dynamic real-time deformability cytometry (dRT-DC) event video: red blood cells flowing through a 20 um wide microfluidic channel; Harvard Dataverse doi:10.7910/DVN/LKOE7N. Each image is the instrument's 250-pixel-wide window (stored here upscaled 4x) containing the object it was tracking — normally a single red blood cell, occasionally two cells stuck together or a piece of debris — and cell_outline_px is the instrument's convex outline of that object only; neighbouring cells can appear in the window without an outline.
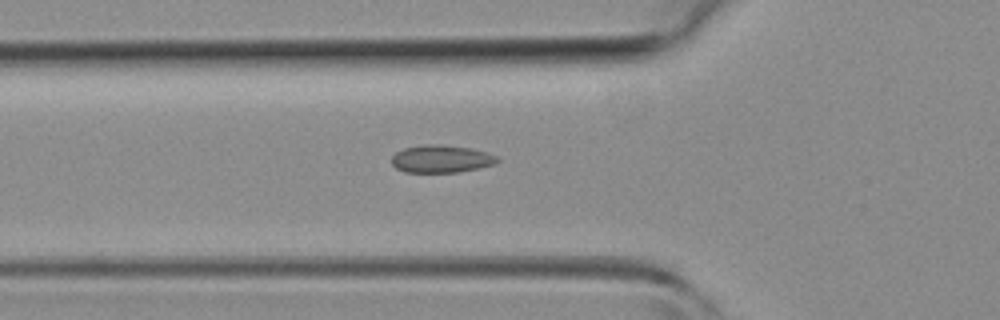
{"species": "common noctule bat (a hibernating species)", "species_latin": "Nyctalus noctula", "temperature_condition": "room temperature", "stored_images_in_passage": 42, "camera_frame_rate_fps": 3000, "um_per_image_px": 0.085, "animal": {"sex": "female", "body_mass_g": 19.3, "forearm_length_mm": 54.1}, "frame": {"image": 1, "passage_image": 15, "time_ms": 4.667, "image_size_px": [1000, 320], "cell_outline_px": [[500, 160], [496, 164], [480, 168], [456, 172], [404, 172], [396, 168], [392, 164], [392, 156], [396, 152], [404, 148], [424, 144], [444, 144], [472, 148], [488, 152], [496, 156]], "centroid_in_image_um": [37.53, 13.49], "position_along_channel_um": 88.3, "area_um2": 17.22}}
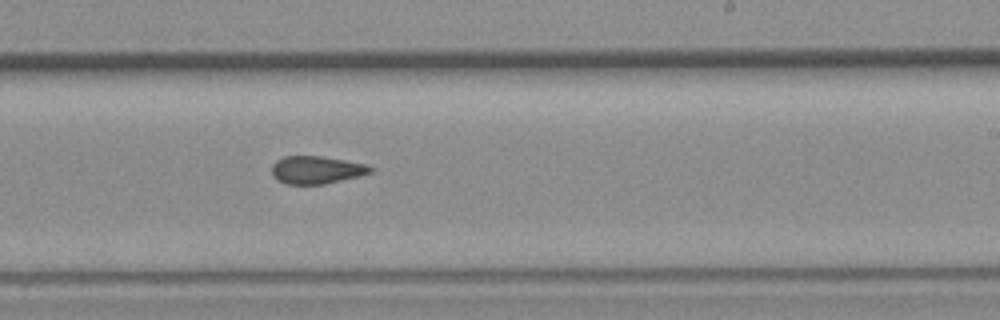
{"frame": {"image": 2, "passage_image": 26, "time_ms": 8.333, "image_size_px": [1000, 320], "cell_outline_px": [[376, 168], [372, 172], [324, 184], [288, 184], [276, 180], [272, 172], [272, 164], [276, 160], [284, 156], [320, 156], [368, 164]], "centroid_in_image_um": [26.9, 14.43], "position_along_channel_um": 262.1, "area_um2": 15.9}}
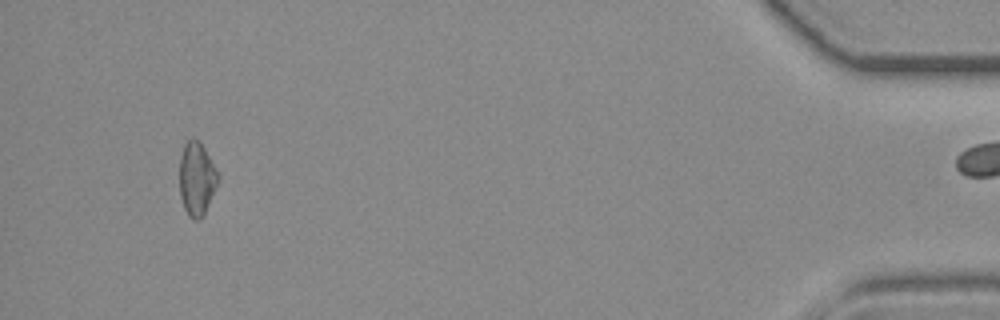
{"frame": {"image": 3, "passage_image": 41, "time_ms": 13.333, "image_size_px": [1000, 320], "cell_outline_px": [[220, 180], [204, 216], [200, 220], [192, 220], [188, 216], [184, 208], [180, 196], [180, 156], [184, 144], [192, 136], [204, 148], [216, 168], [220, 176]], "centroid_in_image_um": [16.74, 15.24], "position_along_channel_um": 418.5, "area_um2": 16.76}}